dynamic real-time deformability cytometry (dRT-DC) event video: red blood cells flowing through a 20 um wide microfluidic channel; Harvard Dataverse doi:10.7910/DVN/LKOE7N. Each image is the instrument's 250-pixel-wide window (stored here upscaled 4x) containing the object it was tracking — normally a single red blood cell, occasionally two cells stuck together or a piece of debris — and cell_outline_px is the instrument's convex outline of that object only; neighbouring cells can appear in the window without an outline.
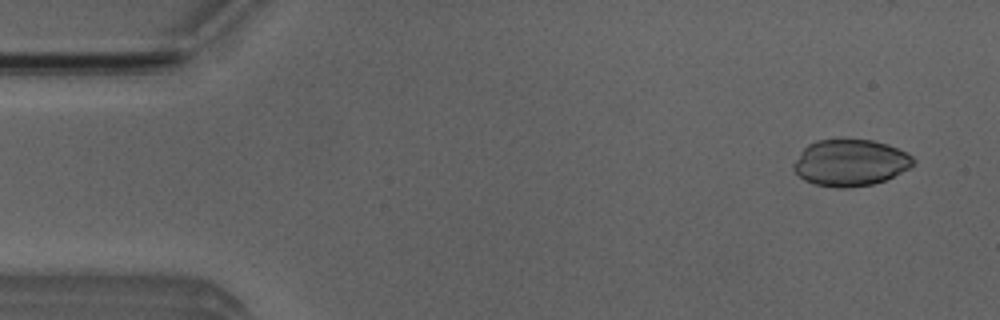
{"species": "Egyptian fruit bat (a non-hibernating species)", "species_latin": "Rousettus aegyptiacus", "temperature_condition": "room temperature", "stored_images_in_passage": 11, "camera_frame_rate_fps": 3000, "um_per_image_px": 0.085, "animal": {"sex": "male"}, "frame": {"image": 1, "passage_image": 1, "time_ms": 0.0, "image_size_px": [1000, 320], "cell_outline_px": [[916, 160], [908, 168], [884, 180], [872, 184], [848, 188], [836, 188], [812, 184], [804, 180], [792, 168], [792, 164], [800, 152], [808, 144], [816, 140], [872, 140], [888, 144], [912, 156]], "centroid_in_image_um": [72.22, 13.84], "position_along_channel_um": 12.8, "area_um2": 32.31}}
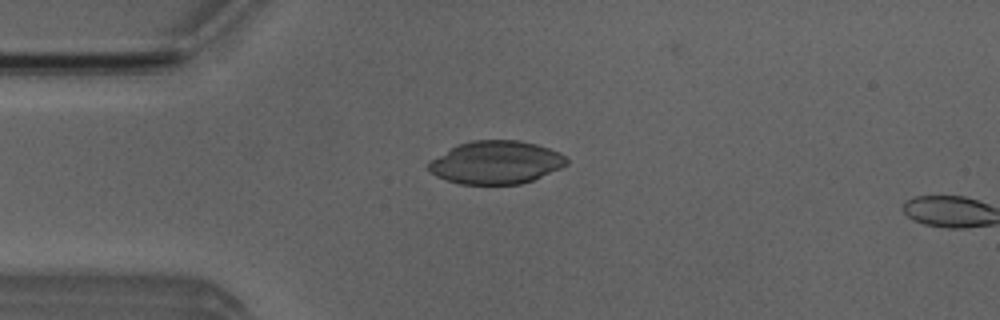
{"frame": {"image": 2, "passage_image": 10, "time_ms": 3.0, "image_size_px": [1000, 320], "cell_outline_px": [[568, 164], [560, 168], [532, 180], [520, 184], [460, 184], [436, 176], [428, 168], [428, 164], [432, 160], [452, 148], [460, 144], [472, 140], [520, 140], [536, 144], [560, 152], [568, 160]], "centroid_in_image_um": [42.2, 13.8], "position_along_channel_um": 42.8, "area_um2": 34.16}}